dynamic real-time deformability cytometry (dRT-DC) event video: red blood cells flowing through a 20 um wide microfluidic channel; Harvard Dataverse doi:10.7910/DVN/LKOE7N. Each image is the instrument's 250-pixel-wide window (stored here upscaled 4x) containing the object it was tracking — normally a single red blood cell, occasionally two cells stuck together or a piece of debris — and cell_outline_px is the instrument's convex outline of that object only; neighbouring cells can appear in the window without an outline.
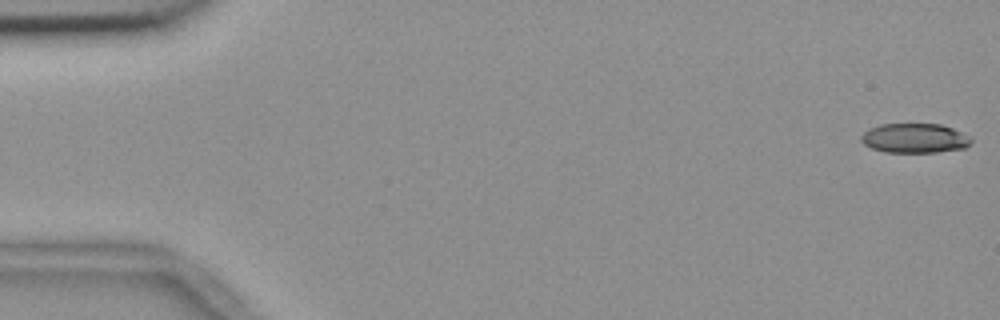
{"species": "common noctule bat (a hibernating species)", "species_latin": "Nyctalus noctula", "temperature_condition": "room temperature", "stored_images_in_passage": 55, "camera_frame_rate_fps": 3000, "um_per_image_px": 0.085, "animal": {"sex": "female", "body_mass_g": 18.4}, "frame": {"image": 1, "passage_image": 1, "time_ms": 0.0, "image_size_px": [1000, 320], "cell_outline_px": [[972, 140], [964, 148], [936, 152], [884, 152], [872, 148], [864, 144], [860, 140], [860, 136], [868, 128], [880, 124], [940, 124], [952, 128], [972, 136]], "centroid_in_image_um": [77.73, 11.74], "position_along_channel_um": 7.3, "area_um2": 19.02}}
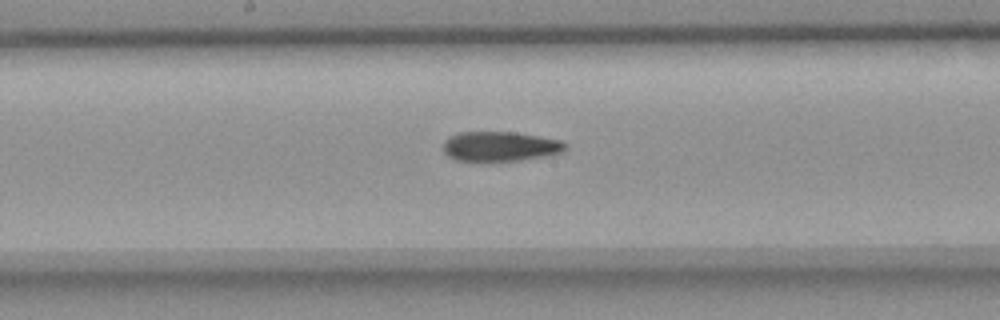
{"frame": {"image": 2, "passage_image": 29, "time_ms": 9.333, "image_size_px": [1000, 320], "cell_outline_px": [[568, 148], [564, 152], [552, 156], [520, 160], [456, 160], [448, 156], [444, 152], [444, 140], [448, 136], [460, 132], [516, 132], [564, 140], [568, 144]], "centroid_in_image_um": [42.61, 12.43], "position_along_channel_um": 205.6, "area_um2": 21.5}}
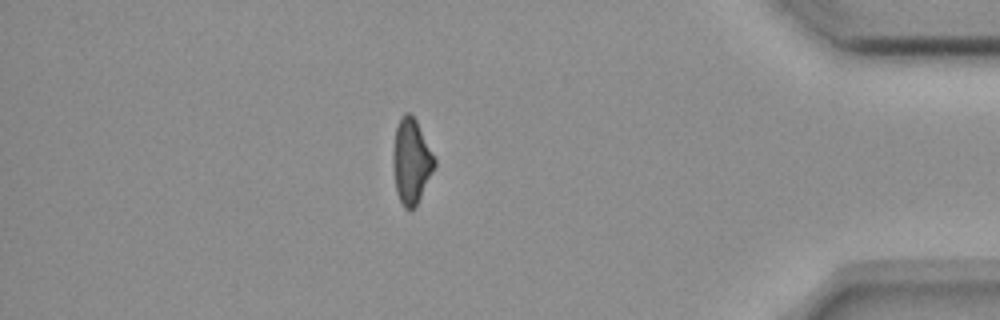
{"frame": {"image": 3, "passage_image": 48, "time_ms": 15.667, "image_size_px": [1000, 320], "cell_outline_px": [[436, 164], [416, 208], [404, 208], [396, 192], [392, 164], [392, 152], [396, 128], [400, 116], [404, 112], [408, 112], [416, 120], [436, 160]], "centroid_in_image_um": [34.94, 13.71], "position_along_channel_um": 400.3, "area_um2": 20.58}, "authors_computed_cell_mechanics": {"area_um2": 21.2126, "velocity_mm_per_s": 3.684, "shape_relaxation_time_tau1_ms": null, "shape_relaxation_time_tau2_ms": 8.0831, "deformation_change_tau1": null, "deformation_change_tau2": 0.1788}}